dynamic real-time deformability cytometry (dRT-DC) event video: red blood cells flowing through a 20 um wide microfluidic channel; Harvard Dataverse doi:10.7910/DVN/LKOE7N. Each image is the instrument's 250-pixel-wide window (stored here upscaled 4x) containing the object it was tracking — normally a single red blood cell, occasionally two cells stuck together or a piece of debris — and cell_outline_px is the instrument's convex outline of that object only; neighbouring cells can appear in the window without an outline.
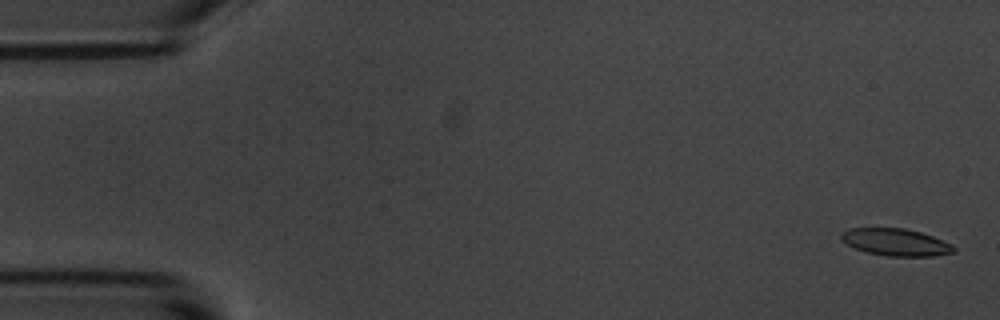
{"species": "common noctule bat (a hibernating species)", "species_latin": "Nyctalus noctula", "temperature_condition": "room temperature", "stored_images_in_passage": 6, "camera_frame_rate_fps": 3000, "um_per_image_px": 0.085, "animal": {"sex": "male", "body_mass_g": 20.1, "forearm_length_mm": 53.5}, "frame": {"image": 1, "passage_image": 1, "time_ms": 0.0, "image_size_px": [1000, 320], "cell_outline_px": [[956, 252], [932, 256], [888, 256], [868, 252], [856, 248], [840, 240], [840, 232], [848, 228], [904, 228], [920, 232], [932, 236], [952, 244], [956, 248]], "centroid_in_image_um": [76.14, 20.58], "position_along_channel_um": 8.9, "area_um2": 17.8}}